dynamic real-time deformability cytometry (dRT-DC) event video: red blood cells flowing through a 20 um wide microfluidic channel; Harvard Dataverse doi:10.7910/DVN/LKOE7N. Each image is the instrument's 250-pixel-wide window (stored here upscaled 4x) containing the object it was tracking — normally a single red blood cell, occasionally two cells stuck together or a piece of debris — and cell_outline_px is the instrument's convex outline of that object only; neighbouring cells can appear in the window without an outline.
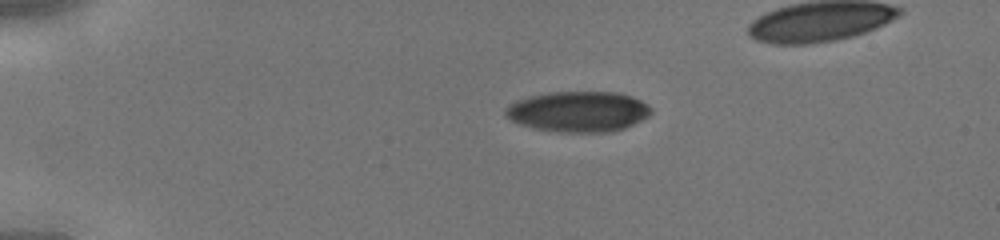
{"species": "human", "species_latin": "Homo sapiens", "temperature_condition": "cold", "stored_images_in_passage": 33, "camera_frame_rate_fps": 3000, "um_per_image_px": 0.085, "donor": {"sex": "male"}, "frame": {"image": 1, "passage_image": 1, "time_ms": 0.0, "image_size_px": [1000, 240], "cell_outline_px": [[652, 112], [648, 116], [624, 128], [612, 132], [560, 132], [536, 128], [520, 124], [504, 116], [504, 108], [508, 104], [516, 100], [528, 96], [552, 92], [616, 92], [632, 96], [648, 104], [652, 108]], "centroid_in_image_um": [49.14, 9.48], "position_along_channel_um": 35.9, "area_um2": 34.51}}
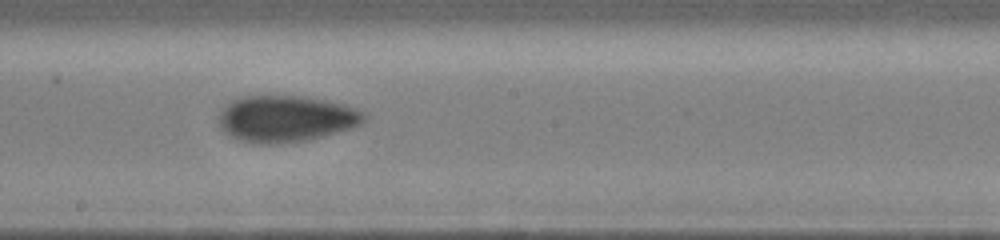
{"frame": {"image": 2, "passage_image": 17, "time_ms": 5.333, "image_size_px": [1000, 240], "cell_outline_px": [[368, 120], [352, 128], [304, 140], [272, 144], [260, 144], [244, 140], [232, 136], [220, 124], [220, 108], [232, 100], [240, 96], [308, 96], [344, 104], [356, 108], [364, 112], [368, 116]], "centroid_in_image_um": [24.36, 10.06], "position_along_channel_um": 223.8, "area_um2": 39.07}}
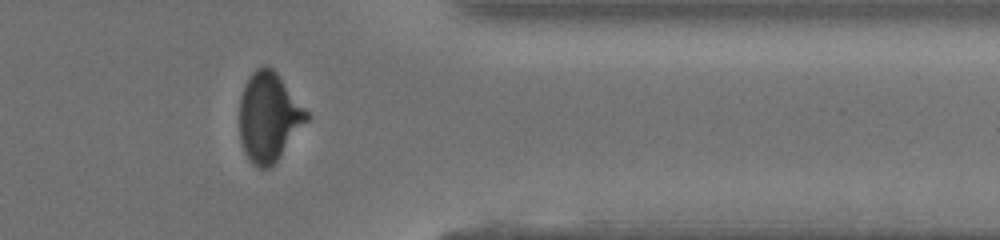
{"frame": {"image": 3, "passage_image": 28, "time_ms": 9.0, "image_size_px": [1000, 240], "cell_outline_px": [[312, 116], [276, 160], [268, 168], [256, 168], [252, 164], [244, 152], [240, 140], [240, 96], [244, 84], [252, 72], [256, 68], [264, 64], [272, 68], [276, 72]], "centroid_in_image_um": [22.84, 9.93], "position_along_channel_um": 388.6, "area_um2": 34.85}}